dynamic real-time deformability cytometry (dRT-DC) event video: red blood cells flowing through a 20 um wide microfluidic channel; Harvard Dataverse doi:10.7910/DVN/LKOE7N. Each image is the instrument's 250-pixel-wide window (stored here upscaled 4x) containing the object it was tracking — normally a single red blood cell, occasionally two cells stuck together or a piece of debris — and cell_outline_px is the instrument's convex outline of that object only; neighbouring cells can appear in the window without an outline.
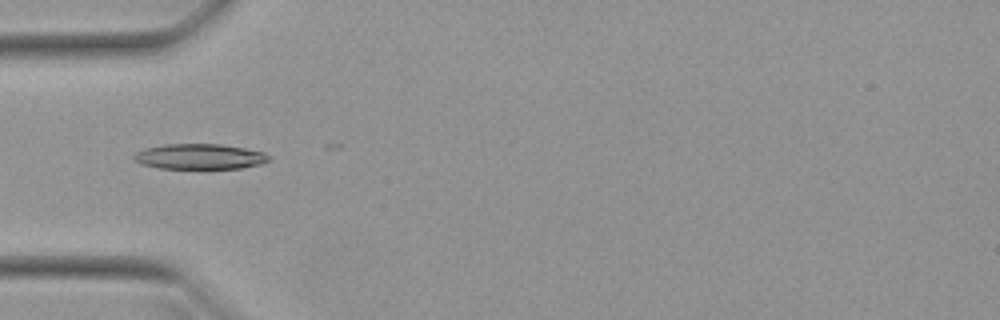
{"species": "Egyptian fruit bat (a non-hibernating species)", "species_latin": "Rousettus aegyptiacus", "temperature_condition": "warm", "stored_images_in_passage": 6, "camera_frame_rate_fps": 3000, "um_per_image_px": 0.085, "animal": {"sex": "female"}, "frame": {"image": 1, "passage_image": 1, "time_ms": 0.0, "image_size_px": [1000, 320], "cell_outline_px": [[268, 160], [260, 164], [240, 168], [160, 168], [144, 164], [136, 160], [132, 156], [136, 152], [148, 148], [164, 144], [220, 144], [244, 148], [264, 152], [268, 156]], "centroid_in_image_um": [16.98, 13.3], "position_along_channel_um": 68.0, "area_um2": 19.54}}
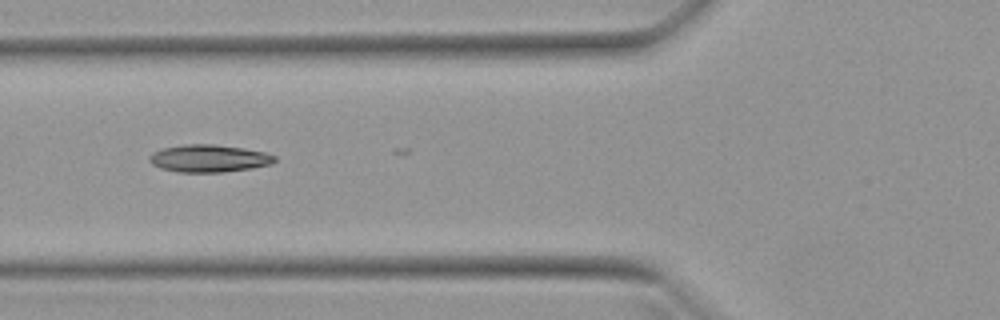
{"frame": {"image": 2, "passage_image": 4, "time_ms": 1.0, "image_size_px": [1000, 320], "cell_outline_px": [[276, 160], [272, 164], [252, 168], [224, 172], [180, 172], [160, 168], [152, 164], [148, 160], [148, 156], [152, 152], [164, 148], [184, 144], [216, 144], [244, 148], [264, 152], [276, 156]], "centroid_in_image_um": [17.76, 13.46], "position_along_channel_um": 108.0, "area_um2": 20.17}}